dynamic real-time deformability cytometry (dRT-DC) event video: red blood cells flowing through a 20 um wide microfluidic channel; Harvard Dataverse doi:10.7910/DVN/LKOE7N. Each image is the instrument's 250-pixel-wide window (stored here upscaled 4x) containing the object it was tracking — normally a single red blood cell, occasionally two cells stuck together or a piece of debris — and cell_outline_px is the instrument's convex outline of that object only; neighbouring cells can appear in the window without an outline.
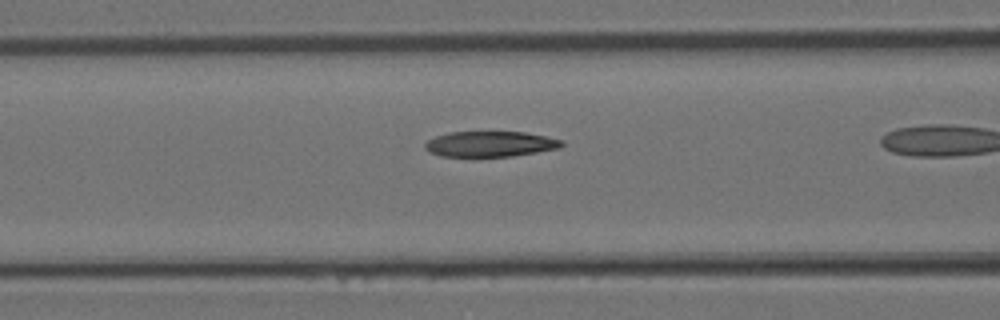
{"species": "Egyptian fruit bat (a non-hibernating species)", "species_latin": "Rousettus aegyptiacus", "temperature_condition": "room temperature", "stored_images_in_passage": 21, "camera_frame_rate_fps": 3000, "um_per_image_px": 0.085, "animal": {"sex": "female"}, "frame": {"image": 1, "passage_image": 12, "time_ms": 3.667, "image_size_px": [1000, 320], "cell_outline_px": [[564, 144], [560, 148], [512, 156], [440, 156], [428, 152], [424, 148], [424, 144], [428, 140], [436, 136], [448, 132], [524, 132], [564, 140]], "centroid_in_image_um": [41.65, 12.24], "position_along_channel_um": 125.0, "area_um2": 20.29}}